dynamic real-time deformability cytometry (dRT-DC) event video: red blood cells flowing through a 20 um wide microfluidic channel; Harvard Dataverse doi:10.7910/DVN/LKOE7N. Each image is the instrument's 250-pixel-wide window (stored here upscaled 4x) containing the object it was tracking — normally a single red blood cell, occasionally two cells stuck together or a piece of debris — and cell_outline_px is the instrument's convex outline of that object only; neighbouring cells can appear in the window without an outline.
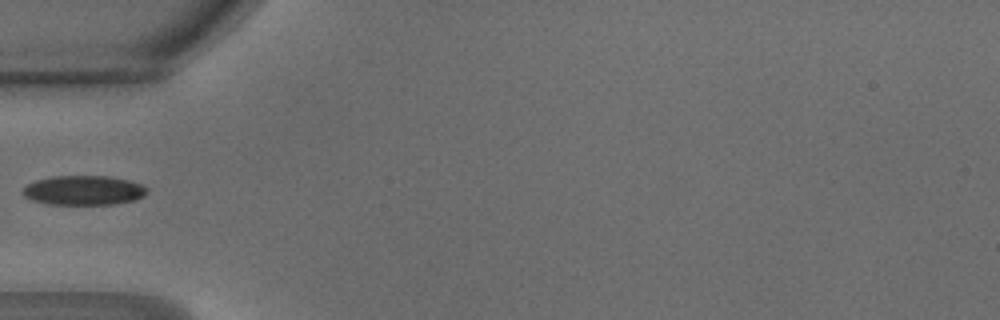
{"species": "common noctule bat (a hibernating species)", "species_latin": "Nyctalus noctula", "temperature_condition": "warm", "stored_images_in_passage": 13, "camera_frame_rate_fps": 3000, "um_per_image_px": 0.085, "animal": {"sex": "male", "body_mass_g": 18.8}, "frame": {"image": 1, "passage_image": 1, "time_ms": 0.0, "image_size_px": [1000, 320], "cell_outline_px": [[148, 192], [144, 196], [136, 200], [112, 204], [48, 204], [32, 200], [24, 196], [24, 188], [28, 184], [36, 180], [52, 176], [108, 176], [128, 180], [140, 184], [148, 188]], "centroid_in_image_um": [7.14, 16.18], "position_along_channel_um": 77.9, "area_um2": 21.27}}
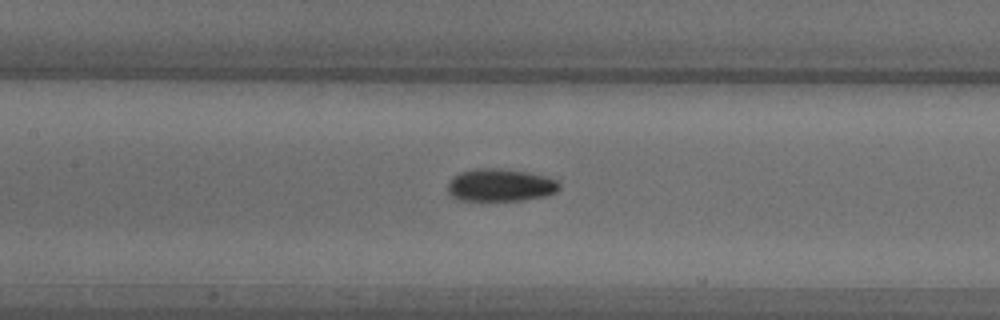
{"frame": {"image": 2, "passage_image": 7, "time_ms": 2.0, "image_size_px": [1000, 320], "cell_outline_px": [[560, 188], [556, 192], [544, 196], [520, 200], [456, 200], [448, 192], [448, 180], [452, 176], [460, 172], [476, 168], [496, 168], [528, 172], [548, 176], [556, 180], [560, 184]], "centroid_in_image_um": [42.51, 15.72], "position_along_channel_um": 164.9, "area_um2": 21.33}}
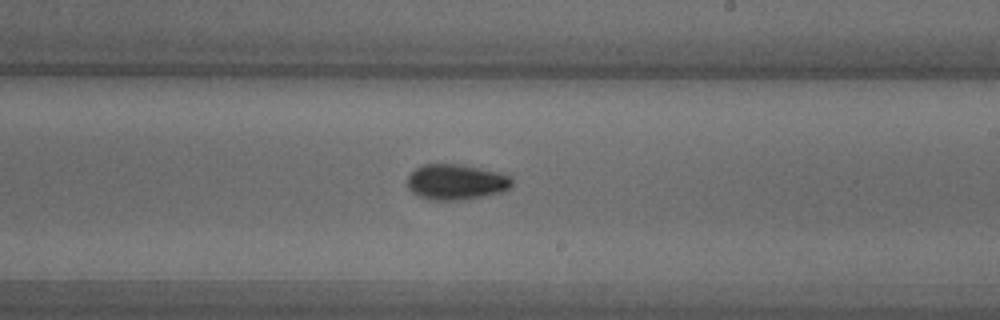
{"frame": {"image": 3, "passage_image": 13, "time_ms": 4.0, "image_size_px": [1000, 320], "cell_outline_px": [[512, 188], [504, 192], [484, 196], [460, 200], [428, 200], [412, 192], [408, 188], [408, 176], [416, 168], [424, 164], [460, 164], [480, 168], [512, 176]], "centroid_in_image_um": [38.8, 15.48], "position_along_channel_um": 250.2, "area_um2": 21.79}}